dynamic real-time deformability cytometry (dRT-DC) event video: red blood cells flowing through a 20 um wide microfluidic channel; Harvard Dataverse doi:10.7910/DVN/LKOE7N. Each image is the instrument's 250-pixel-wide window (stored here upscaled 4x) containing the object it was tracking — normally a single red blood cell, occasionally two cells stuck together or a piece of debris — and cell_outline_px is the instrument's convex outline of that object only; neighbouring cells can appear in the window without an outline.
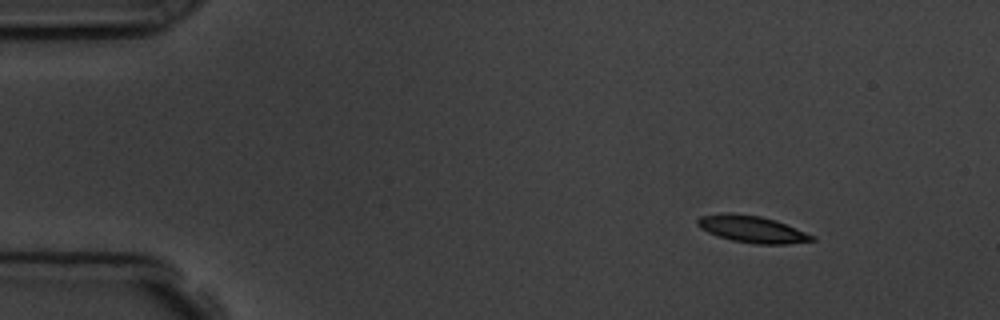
{"species": "common noctule bat (a hibernating species)", "species_latin": "Nyctalus noctula", "temperature_condition": "room temperature", "stored_images_in_passage": 5, "camera_frame_rate_fps": 3000, "um_per_image_px": 0.085, "animal": {"sex": "male", "body_mass_g": 19.5, "forearm_length_mm": 54.6}, "frame": {"image": 1, "passage_image": 1, "time_ms": 0.0, "image_size_px": [1000, 320], "cell_outline_px": [[816, 240], [788, 244], [756, 244], [732, 240], [708, 232], [700, 228], [696, 224], [696, 220], [700, 216], [724, 212], [732, 212], [760, 216], [776, 220], [816, 236]], "centroid_in_image_um": [63.93, 19.47], "position_along_channel_um": 21.1, "area_um2": 18.03}}
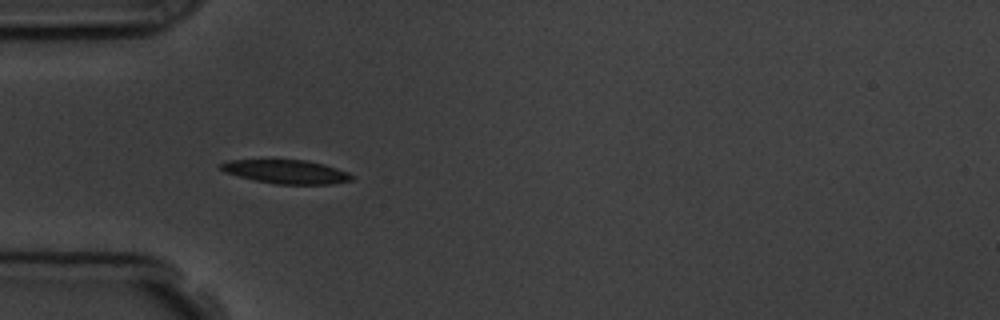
{"frame": {"image": 2, "passage_image": 4, "time_ms": 3.333, "image_size_px": [1000, 320], "cell_outline_px": [[352, 180], [332, 184], [276, 184], [256, 180], [224, 172], [220, 168], [220, 164], [228, 160], [308, 160], [324, 164], [348, 172], [352, 176]], "centroid_in_image_um": [24.34, 14.59], "position_along_channel_um": 60.7, "area_um2": 17.92}}